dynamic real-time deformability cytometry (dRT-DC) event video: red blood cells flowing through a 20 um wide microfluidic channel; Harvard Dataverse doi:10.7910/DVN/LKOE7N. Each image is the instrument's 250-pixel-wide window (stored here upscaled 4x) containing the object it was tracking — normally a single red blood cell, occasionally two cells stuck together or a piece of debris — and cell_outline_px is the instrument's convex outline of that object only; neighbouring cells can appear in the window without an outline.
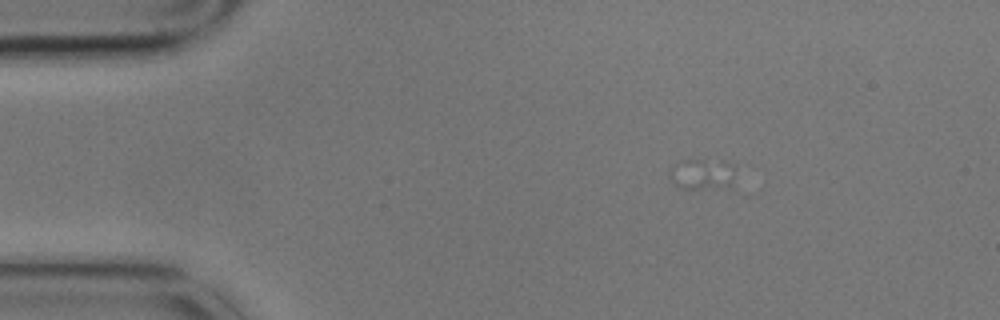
{"species": "common noctule bat (a hibernating species)", "species_latin": "Nyctalus noctula", "temperature_condition": "cold", "stored_images_in_passage": 1, "camera_frame_rate_fps": 3000, "um_per_image_px": 0.085, "animal": {"sex": "male", "body_mass_g": 17.9}, "frame": {"image": 1, "passage_image": 1, "time_ms": 0.0, "image_size_px": [1000, 320], "cell_outline_px": [[736, 168], [732, 188], [684, 188], [676, 184], [668, 176], [668, 172], [684, 160], [704, 160], [736, 164]], "centroid_in_image_um": [59.79, 14.82], "position_along_channel_um": 25.2, "area_um2": 11.73}}